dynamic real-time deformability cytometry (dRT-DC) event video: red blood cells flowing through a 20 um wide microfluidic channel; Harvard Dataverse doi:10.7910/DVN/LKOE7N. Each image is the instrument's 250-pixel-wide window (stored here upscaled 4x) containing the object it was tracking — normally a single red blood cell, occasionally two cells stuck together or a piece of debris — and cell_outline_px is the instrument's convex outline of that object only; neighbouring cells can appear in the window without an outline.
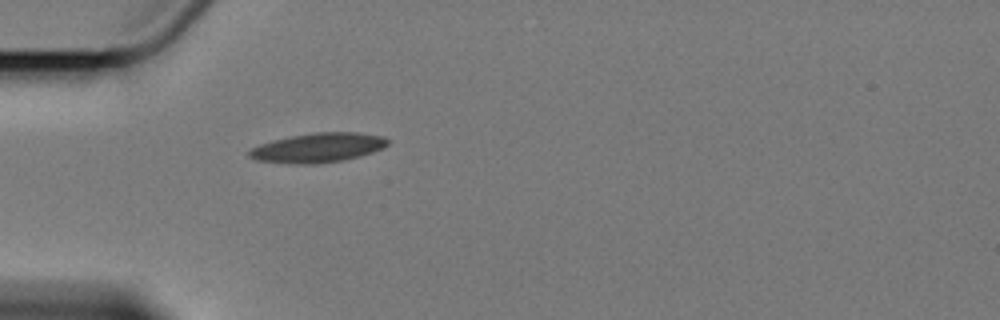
{"species": "Egyptian fruit bat (a non-hibernating species)", "species_latin": "Rousettus aegyptiacus", "temperature_condition": "cold", "stored_images_in_passage": 1, "camera_frame_rate_fps": 3000, "um_per_image_px": 0.085, "animal": {"sex": "female"}, "frame": {"image": 1, "passage_image": 1, "time_ms": 0.0, "image_size_px": [1000, 320], "cell_outline_px": [[388, 144], [372, 152], [340, 160], [308, 164], [300, 164], [256, 160], [248, 156], [248, 152], [252, 148], [260, 144], [272, 140], [292, 136], [316, 132], [356, 132], [384, 136], [388, 140]], "centroid_in_image_um": [27.0, 12.54], "position_along_channel_um": 58.0, "area_um2": 23.24}}